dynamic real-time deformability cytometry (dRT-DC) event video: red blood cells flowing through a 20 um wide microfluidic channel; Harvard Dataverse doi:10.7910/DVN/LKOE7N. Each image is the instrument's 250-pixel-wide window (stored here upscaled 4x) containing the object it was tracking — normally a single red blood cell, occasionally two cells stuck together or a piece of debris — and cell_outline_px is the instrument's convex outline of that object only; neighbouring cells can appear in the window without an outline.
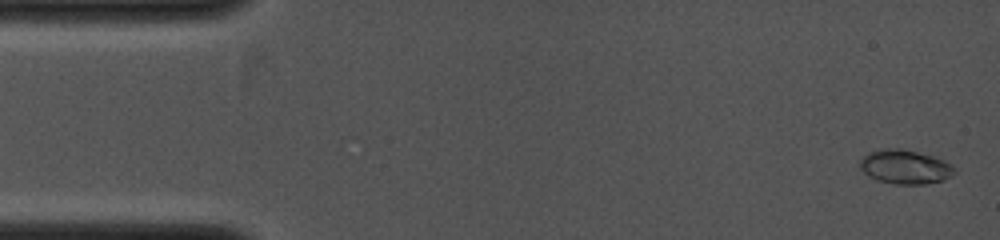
{"species": "common noctule bat (a hibernating species)", "species_latin": "Nyctalus noctula", "temperature_condition": "cold", "stored_images_in_passage": 80, "camera_frame_rate_fps": 4000, "um_per_image_px": 0.085, "animal": {"sex": "female", "body_mass_g": 19.0, "forearm_length_mm": 53.3}, "frame": {"image": 1, "passage_image": 2, "time_ms": 0.25, "image_size_px": [1000, 240], "cell_outline_px": [[956, 172], [944, 180], [924, 184], [896, 184], [876, 180], [868, 176], [860, 168], [860, 160], [868, 152], [884, 148], [900, 148], [936, 156], [944, 160], [956, 168]], "centroid_in_image_um": [76.94, 14.18], "position_along_channel_um": 8.1, "area_um2": 18.96}}
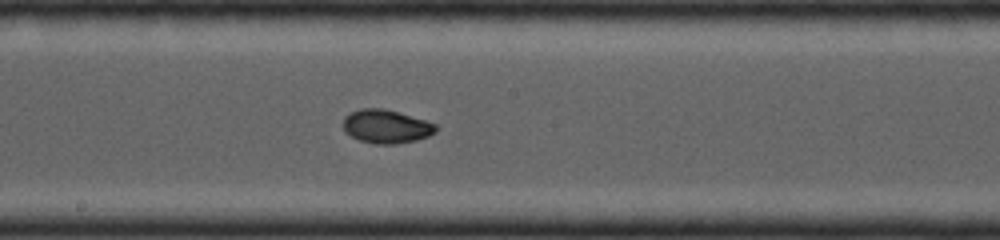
{"frame": {"image": 2, "passage_image": 44, "time_ms": 6.5, "image_size_px": [1000, 240], "cell_outline_px": [[436, 132], [428, 136], [416, 140], [392, 144], [376, 144], [360, 140], [344, 132], [344, 116], [360, 108], [384, 108], [424, 120], [436, 124]], "centroid_in_image_um": [32.81, 10.74], "position_along_channel_um": 215.4, "area_um2": 17.92}}
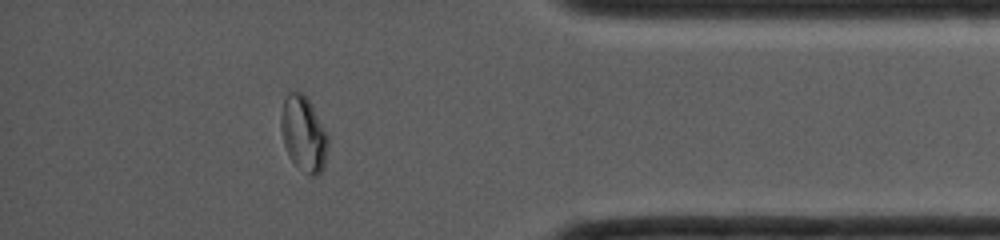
{"frame": {"image": 3, "passage_image": 71, "time_ms": 10.5, "image_size_px": [1000, 240], "cell_outline_px": [[328, 144], [324, 164], [320, 172], [316, 176], [308, 176], [288, 156], [284, 144], [280, 128], [280, 116], [284, 100], [288, 92], [304, 92], [312, 104], [328, 136]], "centroid_in_image_um": [25.79, 11.35], "position_along_channel_um": 409.4, "area_um2": 20.69}}